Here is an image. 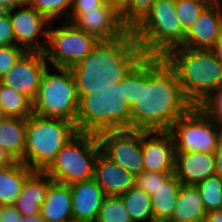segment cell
Listing matches in <instances>:
<instances>
[{
    "label": "cell",
    "instance_id": "obj_1",
    "mask_svg": "<svg viewBox=\"0 0 222 222\" xmlns=\"http://www.w3.org/2000/svg\"><path fill=\"white\" fill-rule=\"evenodd\" d=\"M124 97L131 109L130 129L168 131L193 105L174 69L164 58L146 56L125 78Z\"/></svg>",
    "mask_w": 222,
    "mask_h": 222
},
{
    "label": "cell",
    "instance_id": "obj_2",
    "mask_svg": "<svg viewBox=\"0 0 222 222\" xmlns=\"http://www.w3.org/2000/svg\"><path fill=\"white\" fill-rule=\"evenodd\" d=\"M131 109L124 97V78L106 88H89L79 98L75 126L78 132L98 135L103 131L130 129Z\"/></svg>",
    "mask_w": 222,
    "mask_h": 222
},
{
    "label": "cell",
    "instance_id": "obj_3",
    "mask_svg": "<svg viewBox=\"0 0 222 222\" xmlns=\"http://www.w3.org/2000/svg\"><path fill=\"white\" fill-rule=\"evenodd\" d=\"M164 59L174 69L185 97L199 106L222 88V67L211 49L178 47Z\"/></svg>",
    "mask_w": 222,
    "mask_h": 222
},
{
    "label": "cell",
    "instance_id": "obj_4",
    "mask_svg": "<svg viewBox=\"0 0 222 222\" xmlns=\"http://www.w3.org/2000/svg\"><path fill=\"white\" fill-rule=\"evenodd\" d=\"M145 57L146 54L128 29L116 39L99 40L89 54L69 69L71 74L108 75L112 82L117 83Z\"/></svg>",
    "mask_w": 222,
    "mask_h": 222
},
{
    "label": "cell",
    "instance_id": "obj_5",
    "mask_svg": "<svg viewBox=\"0 0 222 222\" xmlns=\"http://www.w3.org/2000/svg\"><path fill=\"white\" fill-rule=\"evenodd\" d=\"M131 31L146 56L160 58L181 47L186 34L176 15L175 0H155Z\"/></svg>",
    "mask_w": 222,
    "mask_h": 222
},
{
    "label": "cell",
    "instance_id": "obj_6",
    "mask_svg": "<svg viewBox=\"0 0 222 222\" xmlns=\"http://www.w3.org/2000/svg\"><path fill=\"white\" fill-rule=\"evenodd\" d=\"M77 133L74 122L32 113L27 118L24 164L33 171H45Z\"/></svg>",
    "mask_w": 222,
    "mask_h": 222
},
{
    "label": "cell",
    "instance_id": "obj_7",
    "mask_svg": "<svg viewBox=\"0 0 222 222\" xmlns=\"http://www.w3.org/2000/svg\"><path fill=\"white\" fill-rule=\"evenodd\" d=\"M78 106L79 98L70 69L48 65L32 102L33 113L75 123Z\"/></svg>",
    "mask_w": 222,
    "mask_h": 222
},
{
    "label": "cell",
    "instance_id": "obj_8",
    "mask_svg": "<svg viewBox=\"0 0 222 222\" xmlns=\"http://www.w3.org/2000/svg\"><path fill=\"white\" fill-rule=\"evenodd\" d=\"M100 150L97 135L78 132L56 154L44 172L53 181L67 185L93 179L95 160Z\"/></svg>",
    "mask_w": 222,
    "mask_h": 222
},
{
    "label": "cell",
    "instance_id": "obj_9",
    "mask_svg": "<svg viewBox=\"0 0 222 222\" xmlns=\"http://www.w3.org/2000/svg\"><path fill=\"white\" fill-rule=\"evenodd\" d=\"M175 152L215 153L221 143L217 122L193 106L169 128Z\"/></svg>",
    "mask_w": 222,
    "mask_h": 222
},
{
    "label": "cell",
    "instance_id": "obj_10",
    "mask_svg": "<svg viewBox=\"0 0 222 222\" xmlns=\"http://www.w3.org/2000/svg\"><path fill=\"white\" fill-rule=\"evenodd\" d=\"M61 23V24H60ZM48 27L47 45L44 51L49 66L71 68L79 63L98 39L75 27L71 22L61 21ZM60 25V26H59Z\"/></svg>",
    "mask_w": 222,
    "mask_h": 222
},
{
    "label": "cell",
    "instance_id": "obj_11",
    "mask_svg": "<svg viewBox=\"0 0 222 222\" xmlns=\"http://www.w3.org/2000/svg\"><path fill=\"white\" fill-rule=\"evenodd\" d=\"M101 151L135 177L144 171L142 130L120 129L97 135Z\"/></svg>",
    "mask_w": 222,
    "mask_h": 222
},
{
    "label": "cell",
    "instance_id": "obj_12",
    "mask_svg": "<svg viewBox=\"0 0 222 222\" xmlns=\"http://www.w3.org/2000/svg\"><path fill=\"white\" fill-rule=\"evenodd\" d=\"M8 14L13 28L15 45L26 52H44L51 22L28 4L9 9Z\"/></svg>",
    "mask_w": 222,
    "mask_h": 222
},
{
    "label": "cell",
    "instance_id": "obj_13",
    "mask_svg": "<svg viewBox=\"0 0 222 222\" xmlns=\"http://www.w3.org/2000/svg\"><path fill=\"white\" fill-rule=\"evenodd\" d=\"M47 66L44 52H25L0 82L17 90L33 102Z\"/></svg>",
    "mask_w": 222,
    "mask_h": 222
},
{
    "label": "cell",
    "instance_id": "obj_14",
    "mask_svg": "<svg viewBox=\"0 0 222 222\" xmlns=\"http://www.w3.org/2000/svg\"><path fill=\"white\" fill-rule=\"evenodd\" d=\"M71 23L98 40L116 39L128 30L121 15L105 3L95 10L80 12Z\"/></svg>",
    "mask_w": 222,
    "mask_h": 222
},
{
    "label": "cell",
    "instance_id": "obj_15",
    "mask_svg": "<svg viewBox=\"0 0 222 222\" xmlns=\"http://www.w3.org/2000/svg\"><path fill=\"white\" fill-rule=\"evenodd\" d=\"M144 171L174 173L175 151L168 131H143Z\"/></svg>",
    "mask_w": 222,
    "mask_h": 222
},
{
    "label": "cell",
    "instance_id": "obj_16",
    "mask_svg": "<svg viewBox=\"0 0 222 222\" xmlns=\"http://www.w3.org/2000/svg\"><path fill=\"white\" fill-rule=\"evenodd\" d=\"M222 37V13L217 2L209 3L186 32L181 47L211 49Z\"/></svg>",
    "mask_w": 222,
    "mask_h": 222
},
{
    "label": "cell",
    "instance_id": "obj_17",
    "mask_svg": "<svg viewBox=\"0 0 222 222\" xmlns=\"http://www.w3.org/2000/svg\"><path fill=\"white\" fill-rule=\"evenodd\" d=\"M93 179L105 195L120 196L135 186L136 177L116 164L101 150L98 152Z\"/></svg>",
    "mask_w": 222,
    "mask_h": 222
},
{
    "label": "cell",
    "instance_id": "obj_18",
    "mask_svg": "<svg viewBox=\"0 0 222 222\" xmlns=\"http://www.w3.org/2000/svg\"><path fill=\"white\" fill-rule=\"evenodd\" d=\"M72 195L73 222H95L105 193L94 179L69 185Z\"/></svg>",
    "mask_w": 222,
    "mask_h": 222
},
{
    "label": "cell",
    "instance_id": "obj_19",
    "mask_svg": "<svg viewBox=\"0 0 222 222\" xmlns=\"http://www.w3.org/2000/svg\"><path fill=\"white\" fill-rule=\"evenodd\" d=\"M174 174L183 185H196L215 175V155L205 152H175Z\"/></svg>",
    "mask_w": 222,
    "mask_h": 222
},
{
    "label": "cell",
    "instance_id": "obj_20",
    "mask_svg": "<svg viewBox=\"0 0 222 222\" xmlns=\"http://www.w3.org/2000/svg\"><path fill=\"white\" fill-rule=\"evenodd\" d=\"M53 180L44 171H33L13 204L22 217L37 216Z\"/></svg>",
    "mask_w": 222,
    "mask_h": 222
},
{
    "label": "cell",
    "instance_id": "obj_21",
    "mask_svg": "<svg viewBox=\"0 0 222 222\" xmlns=\"http://www.w3.org/2000/svg\"><path fill=\"white\" fill-rule=\"evenodd\" d=\"M39 215L45 222H73L70 186L53 181L40 206Z\"/></svg>",
    "mask_w": 222,
    "mask_h": 222
},
{
    "label": "cell",
    "instance_id": "obj_22",
    "mask_svg": "<svg viewBox=\"0 0 222 222\" xmlns=\"http://www.w3.org/2000/svg\"><path fill=\"white\" fill-rule=\"evenodd\" d=\"M27 118L4 117L0 121V146L14 160L24 163Z\"/></svg>",
    "mask_w": 222,
    "mask_h": 222
},
{
    "label": "cell",
    "instance_id": "obj_23",
    "mask_svg": "<svg viewBox=\"0 0 222 222\" xmlns=\"http://www.w3.org/2000/svg\"><path fill=\"white\" fill-rule=\"evenodd\" d=\"M182 185L173 173L154 191L151 195L154 222H168L171 219Z\"/></svg>",
    "mask_w": 222,
    "mask_h": 222
},
{
    "label": "cell",
    "instance_id": "obj_24",
    "mask_svg": "<svg viewBox=\"0 0 222 222\" xmlns=\"http://www.w3.org/2000/svg\"><path fill=\"white\" fill-rule=\"evenodd\" d=\"M207 211L194 185H182L177 204L168 222H203Z\"/></svg>",
    "mask_w": 222,
    "mask_h": 222
},
{
    "label": "cell",
    "instance_id": "obj_25",
    "mask_svg": "<svg viewBox=\"0 0 222 222\" xmlns=\"http://www.w3.org/2000/svg\"><path fill=\"white\" fill-rule=\"evenodd\" d=\"M33 172L24 163L14 161L0 168V205H13L21 193L25 179Z\"/></svg>",
    "mask_w": 222,
    "mask_h": 222
},
{
    "label": "cell",
    "instance_id": "obj_26",
    "mask_svg": "<svg viewBox=\"0 0 222 222\" xmlns=\"http://www.w3.org/2000/svg\"><path fill=\"white\" fill-rule=\"evenodd\" d=\"M0 107L5 117L28 118L32 102L23 94L0 82Z\"/></svg>",
    "mask_w": 222,
    "mask_h": 222
},
{
    "label": "cell",
    "instance_id": "obj_27",
    "mask_svg": "<svg viewBox=\"0 0 222 222\" xmlns=\"http://www.w3.org/2000/svg\"><path fill=\"white\" fill-rule=\"evenodd\" d=\"M120 196L133 222H154L151 196L145 191L135 185L128 192Z\"/></svg>",
    "mask_w": 222,
    "mask_h": 222
},
{
    "label": "cell",
    "instance_id": "obj_28",
    "mask_svg": "<svg viewBox=\"0 0 222 222\" xmlns=\"http://www.w3.org/2000/svg\"><path fill=\"white\" fill-rule=\"evenodd\" d=\"M208 212L220 210L222 206V179L213 175L194 185Z\"/></svg>",
    "mask_w": 222,
    "mask_h": 222
},
{
    "label": "cell",
    "instance_id": "obj_29",
    "mask_svg": "<svg viewBox=\"0 0 222 222\" xmlns=\"http://www.w3.org/2000/svg\"><path fill=\"white\" fill-rule=\"evenodd\" d=\"M72 0H28L27 4L35 8L49 22L67 21ZM58 20V21H57Z\"/></svg>",
    "mask_w": 222,
    "mask_h": 222
},
{
    "label": "cell",
    "instance_id": "obj_30",
    "mask_svg": "<svg viewBox=\"0 0 222 222\" xmlns=\"http://www.w3.org/2000/svg\"><path fill=\"white\" fill-rule=\"evenodd\" d=\"M95 222H133L121 196L106 195Z\"/></svg>",
    "mask_w": 222,
    "mask_h": 222
},
{
    "label": "cell",
    "instance_id": "obj_31",
    "mask_svg": "<svg viewBox=\"0 0 222 222\" xmlns=\"http://www.w3.org/2000/svg\"><path fill=\"white\" fill-rule=\"evenodd\" d=\"M208 4L209 2L205 0H175L176 15L185 33L197 21Z\"/></svg>",
    "mask_w": 222,
    "mask_h": 222
},
{
    "label": "cell",
    "instance_id": "obj_32",
    "mask_svg": "<svg viewBox=\"0 0 222 222\" xmlns=\"http://www.w3.org/2000/svg\"><path fill=\"white\" fill-rule=\"evenodd\" d=\"M155 0H131L127 9L121 14L124 25L132 30L150 11Z\"/></svg>",
    "mask_w": 222,
    "mask_h": 222
},
{
    "label": "cell",
    "instance_id": "obj_33",
    "mask_svg": "<svg viewBox=\"0 0 222 222\" xmlns=\"http://www.w3.org/2000/svg\"><path fill=\"white\" fill-rule=\"evenodd\" d=\"M78 98L87 94L89 88H106L110 86L112 81L108 75H97V74H72Z\"/></svg>",
    "mask_w": 222,
    "mask_h": 222
},
{
    "label": "cell",
    "instance_id": "obj_34",
    "mask_svg": "<svg viewBox=\"0 0 222 222\" xmlns=\"http://www.w3.org/2000/svg\"><path fill=\"white\" fill-rule=\"evenodd\" d=\"M171 174L173 173L143 171L136 176L135 185L151 196Z\"/></svg>",
    "mask_w": 222,
    "mask_h": 222
},
{
    "label": "cell",
    "instance_id": "obj_35",
    "mask_svg": "<svg viewBox=\"0 0 222 222\" xmlns=\"http://www.w3.org/2000/svg\"><path fill=\"white\" fill-rule=\"evenodd\" d=\"M26 51L16 45L0 46V79L9 72Z\"/></svg>",
    "mask_w": 222,
    "mask_h": 222
},
{
    "label": "cell",
    "instance_id": "obj_36",
    "mask_svg": "<svg viewBox=\"0 0 222 222\" xmlns=\"http://www.w3.org/2000/svg\"><path fill=\"white\" fill-rule=\"evenodd\" d=\"M199 107L214 121L222 118V88L212 93Z\"/></svg>",
    "mask_w": 222,
    "mask_h": 222
},
{
    "label": "cell",
    "instance_id": "obj_37",
    "mask_svg": "<svg viewBox=\"0 0 222 222\" xmlns=\"http://www.w3.org/2000/svg\"><path fill=\"white\" fill-rule=\"evenodd\" d=\"M103 4L104 0H72L67 22H71L80 12L95 10Z\"/></svg>",
    "mask_w": 222,
    "mask_h": 222
},
{
    "label": "cell",
    "instance_id": "obj_38",
    "mask_svg": "<svg viewBox=\"0 0 222 222\" xmlns=\"http://www.w3.org/2000/svg\"><path fill=\"white\" fill-rule=\"evenodd\" d=\"M15 45V38L9 14L0 18V46Z\"/></svg>",
    "mask_w": 222,
    "mask_h": 222
},
{
    "label": "cell",
    "instance_id": "obj_39",
    "mask_svg": "<svg viewBox=\"0 0 222 222\" xmlns=\"http://www.w3.org/2000/svg\"><path fill=\"white\" fill-rule=\"evenodd\" d=\"M22 216L14 205H0V222H21Z\"/></svg>",
    "mask_w": 222,
    "mask_h": 222
},
{
    "label": "cell",
    "instance_id": "obj_40",
    "mask_svg": "<svg viewBox=\"0 0 222 222\" xmlns=\"http://www.w3.org/2000/svg\"><path fill=\"white\" fill-rule=\"evenodd\" d=\"M131 0H104L106 5L113 7L120 15L127 9Z\"/></svg>",
    "mask_w": 222,
    "mask_h": 222
},
{
    "label": "cell",
    "instance_id": "obj_41",
    "mask_svg": "<svg viewBox=\"0 0 222 222\" xmlns=\"http://www.w3.org/2000/svg\"><path fill=\"white\" fill-rule=\"evenodd\" d=\"M215 155V175L222 179V142L220 143Z\"/></svg>",
    "mask_w": 222,
    "mask_h": 222
},
{
    "label": "cell",
    "instance_id": "obj_42",
    "mask_svg": "<svg viewBox=\"0 0 222 222\" xmlns=\"http://www.w3.org/2000/svg\"><path fill=\"white\" fill-rule=\"evenodd\" d=\"M203 222H222V210L208 212Z\"/></svg>",
    "mask_w": 222,
    "mask_h": 222
},
{
    "label": "cell",
    "instance_id": "obj_43",
    "mask_svg": "<svg viewBox=\"0 0 222 222\" xmlns=\"http://www.w3.org/2000/svg\"><path fill=\"white\" fill-rule=\"evenodd\" d=\"M14 160L7 154V152L0 146V168L7 167Z\"/></svg>",
    "mask_w": 222,
    "mask_h": 222
},
{
    "label": "cell",
    "instance_id": "obj_44",
    "mask_svg": "<svg viewBox=\"0 0 222 222\" xmlns=\"http://www.w3.org/2000/svg\"><path fill=\"white\" fill-rule=\"evenodd\" d=\"M28 0H0V3L4 4L9 9L21 7L27 4Z\"/></svg>",
    "mask_w": 222,
    "mask_h": 222
},
{
    "label": "cell",
    "instance_id": "obj_45",
    "mask_svg": "<svg viewBox=\"0 0 222 222\" xmlns=\"http://www.w3.org/2000/svg\"><path fill=\"white\" fill-rule=\"evenodd\" d=\"M211 51L217 57L221 67H222V37L215 43V45L211 48Z\"/></svg>",
    "mask_w": 222,
    "mask_h": 222
},
{
    "label": "cell",
    "instance_id": "obj_46",
    "mask_svg": "<svg viewBox=\"0 0 222 222\" xmlns=\"http://www.w3.org/2000/svg\"><path fill=\"white\" fill-rule=\"evenodd\" d=\"M21 222H45L40 215L31 217H22Z\"/></svg>",
    "mask_w": 222,
    "mask_h": 222
},
{
    "label": "cell",
    "instance_id": "obj_47",
    "mask_svg": "<svg viewBox=\"0 0 222 222\" xmlns=\"http://www.w3.org/2000/svg\"><path fill=\"white\" fill-rule=\"evenodd\" d=\"M9 13V8L0 3V18L5 17Z\"/></svg>",
    "mask_w": 222,
    "mask_h": 222
},
{
    "label": "cell",
    "instance_id": "obj_48",
    "mask_svg": "<svg viewBox=\"0 0 222 222\" xmlns=\"http://www.w3.org/2000/svg\"><path fill=\"white\" fill-rule=\"evenodd\" d=\"M217 125H218V128H219L220 139H221V142H222V118L217 121Z\"/></svg>",
    "mask_w": 222,
    "mask_h": 222
},
{
    "label": "cell",
    "instance_id": "obj_49",
    "mask_svg": "<svg viewBox=\"0 0 222 222\" xmlns=\"http://www.w3.org/2000/svg\"><path fill=\"white\" fill-rule=\"evenodd\" d=\"M5 116H4V114H3V112H2V109H1V107H0V121L4 118Z\"/></svg>",
    "mask_w": 222,
    "mask_h": 222
},
{
    "label": "cell",
    "instance_id": "obj_50",
    "mask_svg": "<svg viewBox=\"0 0 222 222\" xmlns=\"http://www.w3.org/2000/svg\"><path fill=\"white\" fill-rule=\"evenodd\" d=\"M217 3L219 4L222 13V0H217Z\"/></svg>",
    "mask_w": 222,
    "mask_h": 222
},
{
    "label": "cell",
    "instance_id": "obj_51",
    "mask_svg": "<svg viewBox=\"0 0 222 222\" xmlns=\"http://www.w3.org/2000/svg\"><path fill=\"white\" fill-rule=\"evenodd\" d=\"M205 1H207L209 3H215V0H205Z\"/></svg>",
    "mask_w": 222,
    "mask_h": 222
}]
</instances>
